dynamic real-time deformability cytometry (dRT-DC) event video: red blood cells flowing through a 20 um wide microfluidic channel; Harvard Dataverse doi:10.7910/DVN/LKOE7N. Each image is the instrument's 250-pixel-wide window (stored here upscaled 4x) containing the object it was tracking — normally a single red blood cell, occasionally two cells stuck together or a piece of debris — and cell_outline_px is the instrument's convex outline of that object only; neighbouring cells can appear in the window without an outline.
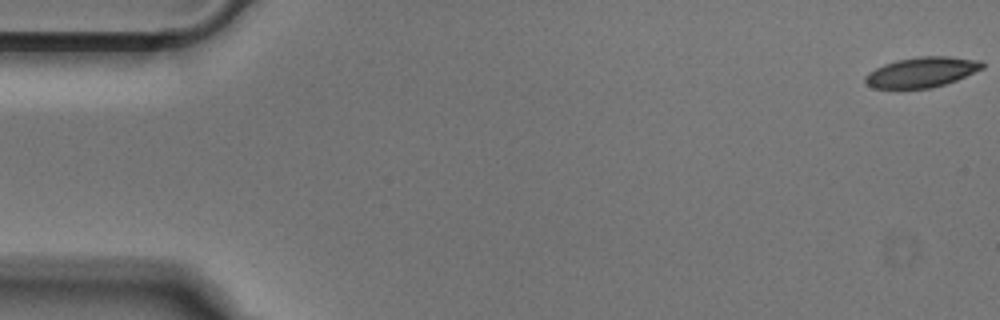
{"species": "Egyptian fruit bat (a non-hibernating species)", "species_latin": "Rousettus aegyptiacus", "temperature_condition": "cold", "stored_images_in_passage": 52, "camera_frame_rate_fps": 3000, "um_per_image_px": 0.085, "animal": {"sex": "male"}, "frame": {"image": 1, "passage_image": 1, "time_ms": 0.0, "image_size_px": [1000, 320], "cell_outline_px": [[984, 68], [956, 80], [932, 88], [872, 88], [864, 80], [864, 76], [868, 72], [884, 64], [896, 60], [920, 56], [948, 56], [980, 60], [984, 64]], "centroid_in_image_um": [78.34, 6.13], "position_along_channel_um": 6.7, "area_um2": 20.58}}
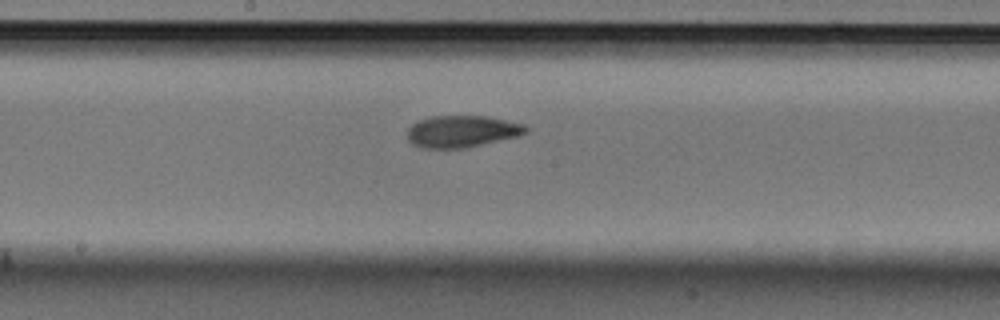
{"frame": {"image": 2, "passage_image": 27, "time_ms": 8.667, "image_size_px": [1000, 320], "cell_outline_px": [[528, 132], [516, 136], [464, 148], [420, 148], [412, 144], [408, 140], [408, 128], [412, 124], [420, 120], [432, 116], [484, 116], [524, 124], [528, 128]], "centroid_in_image_um": [39.22, 11.17], "position_along_channel_um": 209.0, "area_um2": 21.73}}
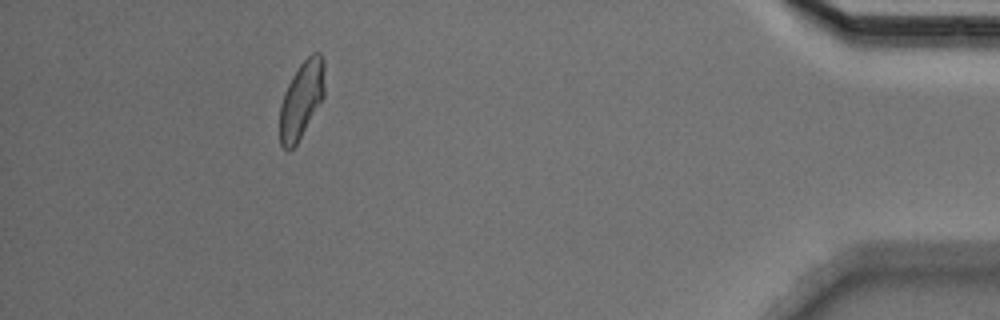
{"frame": {"image": 3, "passage_image": 47, "time_ms": 15.333, "image_size_px": [1000, 320], "cell_outline_px": [[324, 96], [296, 144], [288, 152], [280, 144], [280, 104], [284, 92], [292, 76], [300, 64], [312, 52], [320, 52], [324, 60]], "centroid_in_image_um": [25.62, 8.45], "position_along_channel_um": 409.6, "area_um2": 20.0}}